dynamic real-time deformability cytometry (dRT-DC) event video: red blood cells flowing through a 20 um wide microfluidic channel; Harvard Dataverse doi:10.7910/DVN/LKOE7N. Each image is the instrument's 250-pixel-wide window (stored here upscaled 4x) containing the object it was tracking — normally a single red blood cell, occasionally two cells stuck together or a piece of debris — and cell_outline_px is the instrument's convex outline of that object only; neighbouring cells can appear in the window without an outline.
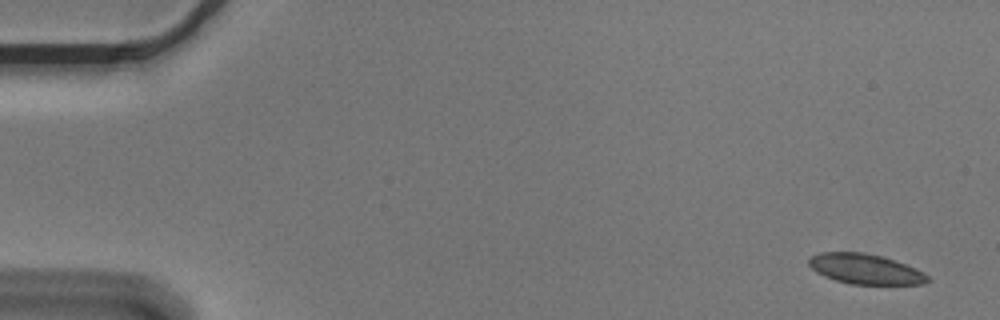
{"species": "Egyptian fruit bat (a non-hibernating species)", "species_latin": "Rousettus aegyptiacus", "temperature_condition": "cold", "stored_images_in_passage": 7, "camera_frame_rate_fps": 3000, "um_per_image_px": 0.085, "animal": {"sex": "male"}, "frame": {"image": 1, "passage_image": 1, "time_ms": 0.0, "image_size_px": [1000, 320], "cell_outline_px": [[932, 280], [924, 284], [852, 284], [836, 280], [824, 276], [816, 272], [808, 264], [808, 260], [812, 256], [820, 252], [864, 252], [880, 256], [904, 264], [924, 272]], "centroid_in_image_um": [73.55, 22.87], "position_along_channel_um": 11.5, "area_um2": 20.69}}
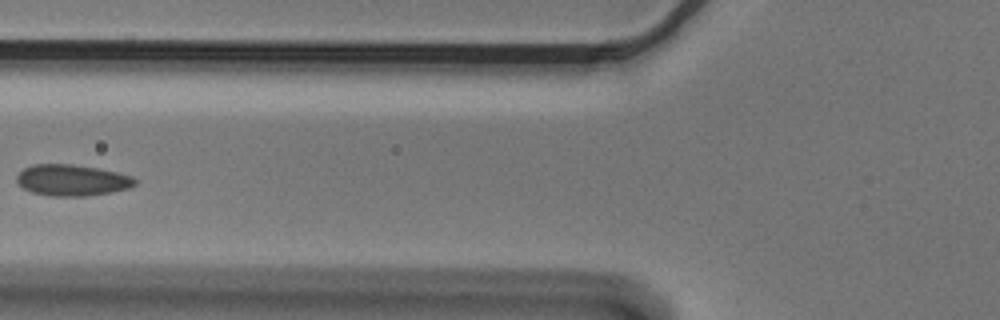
{"frame": {"image": 2, "passage_image": 6, "time_ms": 1.667, "image_size_px": [1000, 320], "cell_outline_px": [[136, 184], [128, 188], [112, 192], [88, 196], [48, 196], [32, 192], [24, 188], [16, 180], [16, 176], [24, 168], [32, 164], [72, 164], [96, 168], [116, 172], [132, 176], [136, 180]], "centroid_in_image_um": [6.11, 15.32], "position_along_channel_um": 119.7, "area_um2": 21.5}}
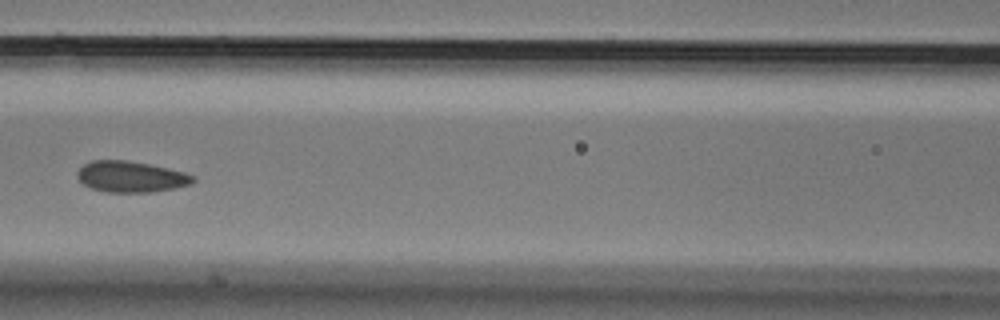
{"frame": {"image": 3, "passage_image": 7, "time_ms": 2.0, "image_size_px": [1000, 320], "cell_outline_px": [[196, 180], [192, 184], [176, 188], [152, 192], [104, 192], [92, 188], [84, 184], [76, 176], [76, 172], [84, 164], [92, 160], [124, 160], [148, 164], [168, 168], [184, 172], [196, 176]], "centroid_in_image_um": [11.15, 15.02], "position_along_channel_um": 155.4, "area_um2": 21.04}}